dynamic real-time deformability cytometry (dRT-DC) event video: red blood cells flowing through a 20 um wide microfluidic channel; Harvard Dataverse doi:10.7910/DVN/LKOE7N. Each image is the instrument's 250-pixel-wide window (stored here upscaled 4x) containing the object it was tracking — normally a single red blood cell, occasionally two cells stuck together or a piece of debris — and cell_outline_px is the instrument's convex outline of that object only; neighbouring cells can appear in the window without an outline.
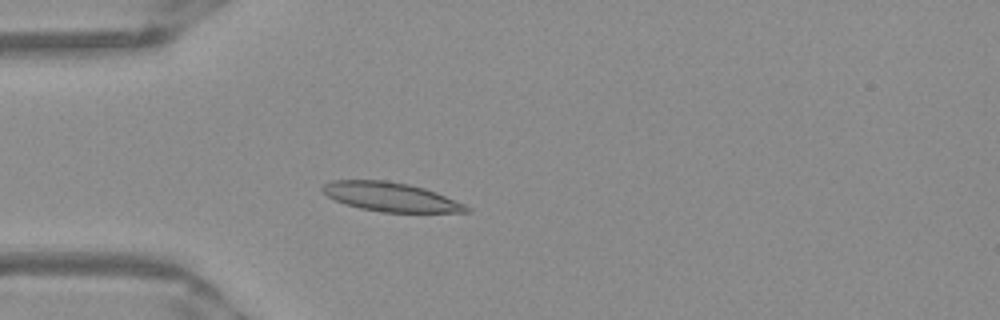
{"species": "Egyptian fruit bat (a non-hibernating species)", "species_latin": "Rousettus aegyptiacus", "temperature_condition": "warm", "stored_images_in_passage": 51, "camera_frame_rate_fps": 3000, "um_per_image_px": 0.085, "frame": {"image": 1, "passage_image": 14, "time_ms": 4.333, "image_size_px": [1000, 320], "cell_outline_px": [[472, 212], [380, 212], [360, 208], [344, 204], [328, 196], [320, 188], [324, 184], [332, 180], [388, 180], [408, 184], [424, 188], [436, 192], [464, 204], [472, 208]], "centroid_in_image_um": [33.21, 16.74], "position_along_channel_um": 51.8, "area_um2": 24.33}}
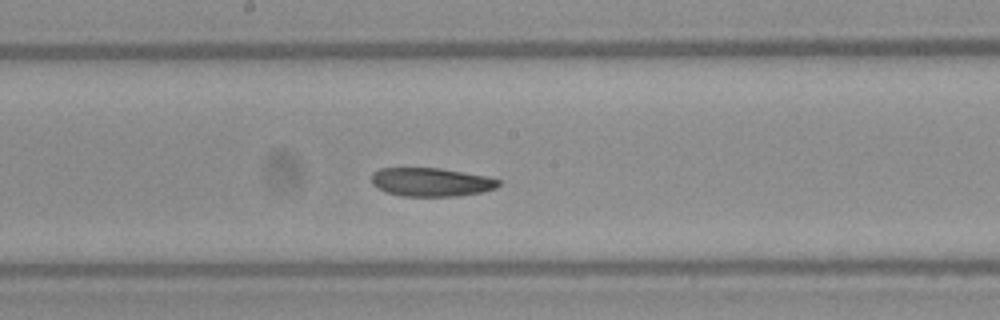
{"frame": {"image": 2, "passage_image": 27, "time_ms": 8.667, "image_size_px": [1000, 320], "cell_outline_px": [[500, 184], [496, 188], [484, 192], [456, 196], [400, 196], [376, 188], [372, 184], [372, 172], [380, 168], [440, 168], [484, 176], [500, 180]], "centroid_in_image_um": [36.62, 15.48], "position_along_channel_um": 211.6, "area_um2": 21.15}}
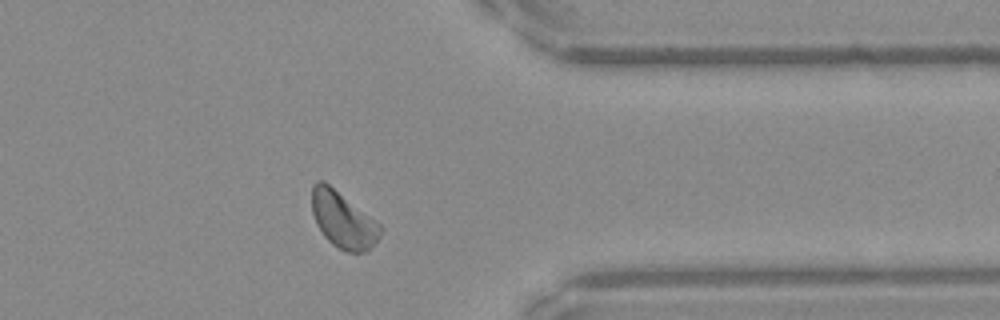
{"frame": {"image": 3, "passage_image": 41, "time_ms": 13.333, "image_size_px": [1000, 320], "cell_outline_px": [[384, 228], [380, 236], [364, 252], [344, 252], [332, 244], [324, 236], [316, 224], [312, 212], [312, 184], [316, 180], [324, 180], [380, 224]], "centroid_in_image_um": [29.13, 18.68], "position_along_channel_um": 382.3, "area_um2": 22.37}, "authors_computed_cell_mechanics": {"area_um2": 22.4842, "velocity_mm_per_s": 3.8962, "shape_relaxation_time_tau1_ms": 2.4698, "shape_relaxation_time_tau2_ms": null, "deformation_change_tau1": 0.115, "deformation_change_tau2": null}}